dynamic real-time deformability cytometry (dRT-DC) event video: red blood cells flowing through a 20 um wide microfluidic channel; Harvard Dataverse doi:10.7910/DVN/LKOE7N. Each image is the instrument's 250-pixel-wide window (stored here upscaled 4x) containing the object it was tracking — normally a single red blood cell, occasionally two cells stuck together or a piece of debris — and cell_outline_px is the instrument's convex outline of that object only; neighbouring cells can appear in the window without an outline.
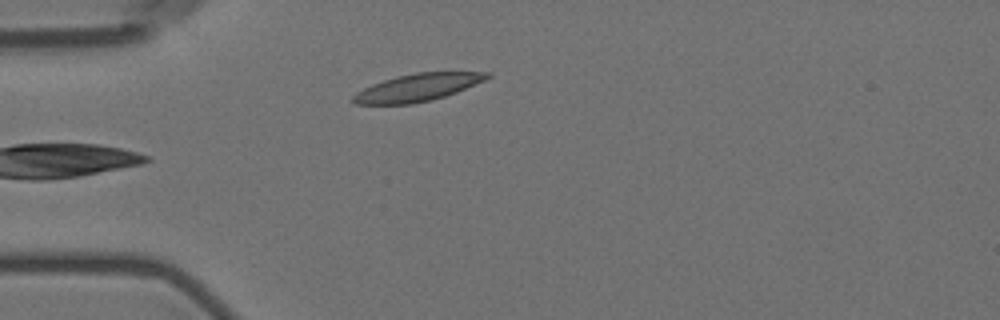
{"species": "Egyptian fruit bat (a non-hibernating species)", "species_latin": "Rousettus aegyptiacus", "temperature_condition": "room temperature", "stored_images_in_passage": 7, "camera_frame_rate_fps": 3000, "um_per_image_px": 0.085, "animal": {"sex": "female"}, "frame": {"image": 1, "passage_image": 3, "time_ms": 2.333, "image_size_px": [1000, 320], "cell_outline_px": [[492, 76], [484, 80], [456, 92], [432, 100], [412, 104], [356, 104], [352, 100], [352, 96], [356, 92], [372, 84], [396, 76], [416, 72], [492, 72]], "centroid_in_image_um": [35.48, 7.43], "position_along_channel_um": 49.5, "area_um2": 21.33}}
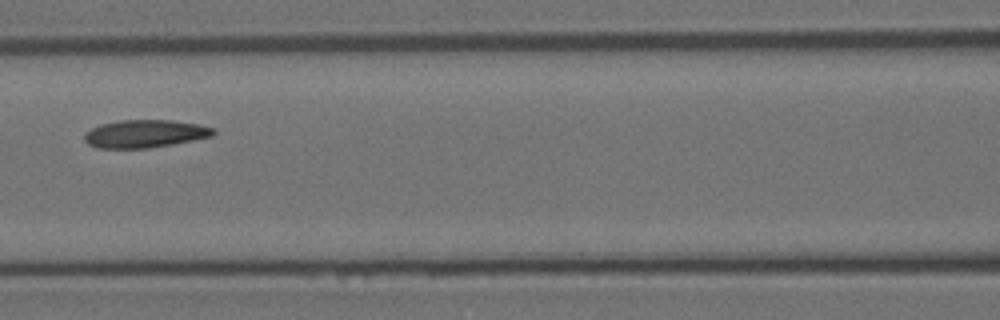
{"frame": {"image": 2, "passage_image": 6, "time_ms": 5.667, "image_size_px": [1000, 320], "cell_outline_px": [[216, 132], [212, 136], [172, 144], [148, 148], [96, 148], [88, 144], [84, 140], [84, 132], [100, 124], [120, 120], [172, 120], [196, 124], [216, 128]], "centroid_in_image_um": [12.29, 11.36], "position_along_channel_um": 154.3, "area_um2": 20.92}}
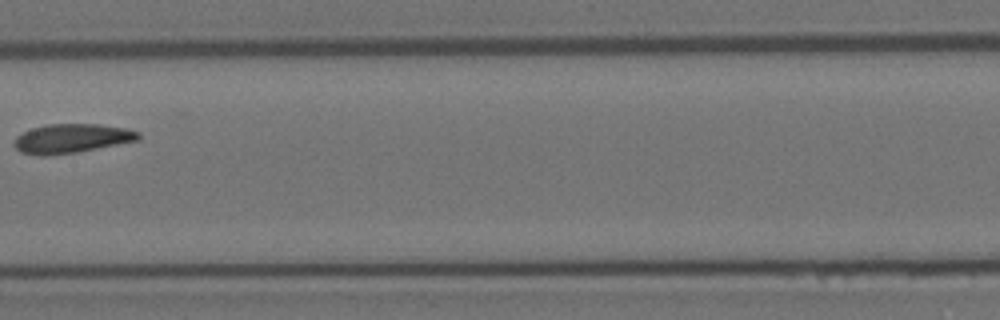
{"frame": {"image": 3, "passage_image": 7, "time_ms": 7.0, "image_size_px": [1000, 320], "cell_outline_px": [[140, 140], [76, 152], [44, 156], [40, 156], [20, 152], [12, 144], [16, 136], [32, 128], [48, 124], [96, 124], [124, 128], [140, 132]], "centroid_in_image_um": [6.06, 11.77], "position_along_channel_um": 201.3, "area_um2": 21.04}}